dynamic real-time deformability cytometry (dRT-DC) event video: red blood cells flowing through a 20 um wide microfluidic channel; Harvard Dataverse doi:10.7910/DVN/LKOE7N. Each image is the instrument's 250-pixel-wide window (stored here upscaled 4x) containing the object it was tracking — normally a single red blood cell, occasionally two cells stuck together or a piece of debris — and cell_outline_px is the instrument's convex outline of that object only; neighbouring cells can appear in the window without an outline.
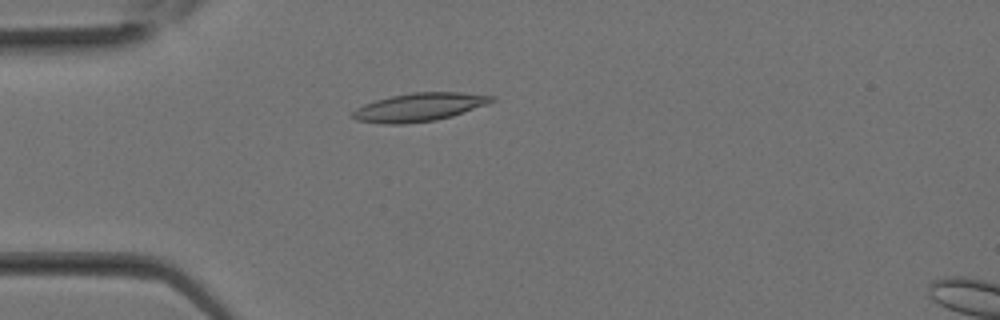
{"species": "Egyptian fruit bat (a non-hibernating species)", "species_latin": "Rousettus aegyptiacus", "temperature_condition": "room temperature", "stored_images_in_passage": 30, "camera_frame_rate_fps": 3000, "um_per_image_px": 0.085, "animal": {"sex": "female"}, "frame": {"image": 1, "passage_image": 8, "time_ms": 2.333, "image_size_px": [1000, 320], "cell_outline_px": [[496, 100], [488, 104], [452, 116], [436, 120], [404, 124], [388, 124], [356, 120], [348, 116], [356, 108], [364, 104], [376, 100], [392, 96], [412, 92], [460, 92], [496, 96]], "centroid_in_image_um": [35.64, 9.11], "position_along_channel_um": 49.4, "area_um2": 23.0}}
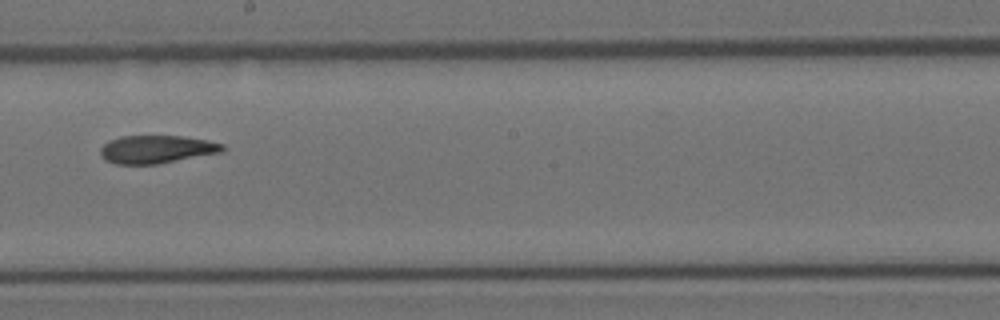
{"frame": {"image": 2, "passage_image": 17, "time_ms": 5.333, "image_size_px": [1000, 320], "cell_outline_px": [[224, 152], [156, 164], [116, 164], [104, 160], [100, 156], [100, 148], [108, 140], [120, 136], [184, 136], [208, 140], [224, 144]], "centroid_in_image_um": [13.3, 12.69], "position_along_channel_um": 234.9, "area_um2": 20.11}}
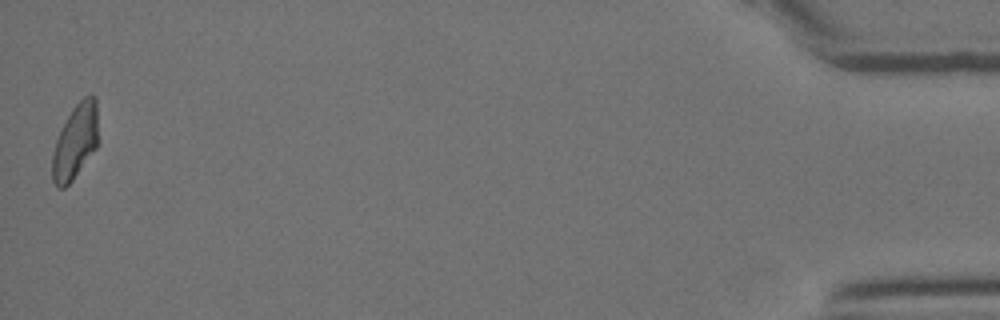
{"frame": {"image": 3, "passage_image": 30, "time_ms": 9.667, "image_size_px": [1000, 320], "cell_outline_px": [[96, 148], [72, 180], [64, 188], [56, 188], [52, 180], [52, 156], [56, 140], [72, 108], [84, 96], [92, 92], [96, 96]], "centroid_in_image_um": [6.38, 12.04], "position_along_channel_um": 428.8, "area_um2": 19.65}}